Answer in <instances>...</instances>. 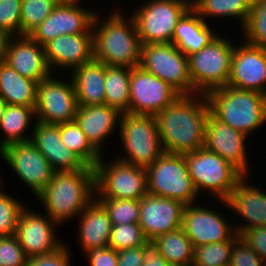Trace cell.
Listing matches in <instances>:
<instances>
[{
	"label": "cell",
	"instance_id": "obj_1",
	"mask_svg": "<svg viewBox=\"0 0 266 266\" xmlns=\"http://www.w3.org/2000/svg\"><path fill=\"white\" fill-rule=\"evenodd\" d=\"M210 112L206 94H195L180 96L156 114L164 152L186 154L203 148Z\"/></svg>",
	"mask_w": 266,
	"mask_h": 266
},
{
	"label": "cell",
	"instance_id": "obj_2",
	"mask_svg": "<svg viewBox=\"0 0 266 266\" xmlns=\"http://www.w3.org/2000/svg\"><path fill=\"white\" fill-rule=\"evenodd\" d=\"M115 8L105 19L97 11L95 13L92 24L94 59L107 66L138 67L142 43L135 21L131 15L126 19L123 11Z\"/></svg>",
	"mask_w": 266,
	"mask_h": 266
},
{
	"label": "cell",
	"instance_id": "obj_3",
	"mask_svg": "<svg viewBox=\"0 0 266 266\" xmlns=\"http://www.w3.org/2000/svg\"><path fill=\"white\" fill-rule=\"evenodd\" d=\"M41 206L59 225L78 217L95 198V171L85 166L76 171H54L46 188L36 196Z\"/></svg>",
	"mask_w": 266,
	"mask_h": 266
},
{
	"label": "cell",
	"instance_id": "obj_4",
	"mask_svg": "<svg viewBox=\"0 0 266 266\" xmlns=\"http://www.w3.org/2000/svg\"><path fill=\"white\" fill-rule=\"evenodd\" d=\"M206 96L217 119L247 136L266 124L265 94L226 85L209 91Z\"/></svg>",
	"mask_w": 266,
	"mask_h": 266
},
{
	"label": "cell",
	"instance_id": "obj_5",
	"mask_svg": "<svg viewBox=\"0 0 266 266\" xmlns=\"http://www.w3.org/2000/svg\"><path fill=\"white\" fill-rule=\"evenodd\" d=\"M119 127L127 157L116 159L146 169L164 153L155 115L122 113Z\"/></svg>",
	"mask_w": 266,
	"mask_h": 266
},
{
	"label": "cell",
	"instance_id": "obj_6",
	"mask_svg": "<svg viewBox=\"0 0 266 266\" xmlns=\"http://www.w3.org/2000/svg\"><path fill=\"white\" fill-rule=\"evenodd\" d=\"M235 45L217 35L208 45L188 57L193 95L207 94L229 82Z\"/></svg>",
	"mask_w": 266,
	"mask_h": 266
},
{
	"label": "cell",
	"instance_id": "obj_7",
	"mask_svg": "<svg viewBox=\"0 0 266 266\" xmlns=\"http://www.w3.org/2000/svg\"><path fill=\"white\" fill-rule=\"evenodd\" d=\"M147 192L182 202L184 205L197 203L199 195L184 154L164 152L146 168Z\"/></svg>",
	"mask_w": 266,
	"mask_h": 266
},
{
	"label": "cell",
	"instance_id": "obj_8",
	"mask_svg": "<svg viewBox=\"0 0 266 266\" xmlns=\"http://www.w3.org/2000/svg\"><path fill=\"white\" fill-rule=\"evenodd\" d=\"M192 7L191 0H147L131 13L144 44L171 43L176 25Z\"/></svg>",
	"mask_w": 266,
	"mask_h": 266
},
{
	"label": "cell",
	"instance_id": "obj_9",
	"mask_svg": "<svg viewBox=\"0 0 266 266\" xmlns=\"http://www.w3.org/2000/svg\"><path fill=\"white\" fill-rule=\"evenodd\" d=\"M184 156L198 194L204 190L217 200H226L243 176L231 163L204 147Z\"/></svg>",
	"mask_w": 266,
	"mask_h": 266
},
{
	"label": "cell",
	"instance_id": "obj_10",
	"mask_svg": "<svg viewBox=\"0 0 266 266\" xmlns=\"http://www.w3.org/2000/svg\"><path fill=\"white\" fill-rule=\"evenodd\" d=\"M103 157L94 167L95 198L140 200L148 193L145 168L116 158L108 163Z\"/></svg>",
	"mask_w": 266,
	"mask_h": 266
},
{
	"label": "cell",
	"instance_id": "obj_11",
	"mask_svg": "<svg viewBox=\"0 0 266 266\" xmlns=\"http://www.w3.org/2000/svg\"><path fill=\"white\" fill-rule=\"evenodd\" d=\"M139 66L168 83L181 96L193 95L188 57L174 44L142 45Z\"/></svg>",
	"mask_w": 266,
	"mask_h": 266
},
{
	"label": "cell",
	"instance_id": "obj_12",
	"mask_svg": "<svg viewBox=\"0 0 266 266\" xmlns=\"http://www.w3.org/2000/svg\"><path fill=\"white\" fill-rule=\"evenodd\" d=\"M50 75L37 85L36 121L62 124L73 121L79 105L71 80L63 81Z\"/></svg>",
	"mask_w": 266,
	"mask_h": 266
},
{
	"label": "cell",
	"instance_id": "obj_13",
	"mask_svg": "<svg viewBox=\"0 0 266 266\" xmlns=\"http://www.w3.org/2000/svg\"><path fill=\"white\" fill-rule=\"evenodd\" d=\"M79 4V0H60L29 36L44 46L63 34H93L92 24L96 12Z\"/></svg>",
	"mask_w": 266,
	"mask_h": 266
},
{
	"label": "cell",
	"instance_id": "obj_14",
	"mask_svg": "<svg viewBox=\"0 0 266 266\" xmlns=\"http://www.w3.org/2000/svg\"><path fill=\"white\" fill-rule=\"evenodd\" d=\"M129 111L131 114L156 115L181 95L168 83L140 66L131 68Z\"/></svg>",
	"mask_w": 266,
	"mask_h": 266
},
{
	"label": "cell",
	"instance_id": "obj_15",
	"mask_svg": "<svg viewBox=\"0 0 266 266\" xmlns=\"http://www.w3.org/2000/svg\"><path fill=\"white\" fill-rule=\"evenodd\" d=\"M197 204L185 205L182 228L193 247L223 241H235L237 234L234 224L216 210Z\"/></svg>",
	"mask_w": 266,
	"mask_h": 266
},
{
	"label": "cell",
	"instance_id": "obj_16",
	"mask_svg": "<svg viewBox=\"0 0 266 266\" xmlns=\"http://www.w3.org/2000/svg\"><path fill=\"white\" fill-rule=\"evenodd\" d=\"M0 157L13 169L14 173L31 192L39 195L51 181L54 170L49 161L30 141L11 144L0 151Z\"/></svg>",
	"mask_w": 266,
	"mask_h": 266
},
{
	"label": "cell",
	"instance_id": "obj_17",
	"mask_svg": "<svg viewBox=\"0 0 266 266\" xmlns=\"http://www.w3.org/2000/svg\"><path fill=\"white\" fill-rule=\"evenodd\" d=\"M56 225L59 224L47 214L37 213L25 205L18 220L16 236L28 258L52 253L64 244L57 238Z\"/></svg>",
	"mask_w": 266,
	"mask_h": 266
},
{
	"label": "cell",
	"instance_id": "obj_18",
	"mask_svg": "<svg viewBox=\"0 0 266 266\" xmlns=\"http://www.w3.org/2000/svg\"><path fill=\"white\" fill-rule=\"evenodd\" d=\"M246 138L247 135L223 123L210 112L206 122L204 148L218 154L243 175L250 174Z\"/></svg>",
	"mask_w": 266,
	"mask_h": 266
},
{
	"label": "cell",
	"instance_id": "obj_19",
	"mask_svg": "<svg viewBox=\"0 0 266 266\" xmlns=\"http://www.w3.org/2000/svg\"><path fill=\"white\" fill-rule=\"evenodd\" d=\"M228 86L266 95V49L244 40L235 43Z\"/></svg>",
	"mask_w": 266,
	"mask_h": 266
},
{
	"label": "cell",
	"instance_id": "obj_20",
	"mask_svg": "<svg viewBox=\"0 0 266 266\" xmlns=\"http://www.w3.org/2000/svg\"><path fill=\"white\" fill-rule=\"evenodd\" d=\"M182 202L146 194L140 199L139 225L148 241L182 227Z\"/></svg>",
	"mask_w": 266,
	"mask_h": 266
},
{
	"label": "cell",
	"instance_id": "obj_21",
	"mask_svg": "<svg viewBox=\"0 0 266 266\" xmlns=\"http://www.w3.org/2000/svg\"><path fill=\"white\" fill-rule=\"evenodd\" d=\"M44 49L52 73L67 69L70 74L94 59L93 34H63L46 43Z\"/></svg>",
	"mask_w": 266,
	"mask_h": 266
},
{
	"label": "cell",
	"instance_id": "obj_22",
	"mask_svg": "<svg viewBox=\"0 0 266 266\" xmlns=\"http://www.w3.org/2000/svg\"><path fill=\"white\" fill-rule=\"evenodd\" d=\"M248 175H243L226 200L219 202L235 211L244 222L234 224L237 234L242 230L266 226V192L255 187L252 182L248 184Z\"/></svg>",
	"mask_w": 266,
	"mask_h": 266
},
{
	"label": "cell",
	"instance_id": "obj_23",
	"mask_svg": "<svg viewBox=\"0 0 266 266\" xmlns=\"http://www.w3.org/2000/svg\"><path fill=\"white\" fill-rule=\"evenodd\" d=\"M4 63L20 75L38 83L52 74L44 46L35 42L29 35L10 38Z\"/></svg>",
	"mask_w": 266,
	"mask_h": 266
},
{
	"label": "cell",
	"instance_id": "obj_24",
	"mask_svg": "<svg viewBox=\"0 0 266 266\" xmlns=\"http://www.w3.org/2000/svg\"><path fill=\"white\" fill-rule=\"evenodd\" d=\"M31 142L49 161L54 171H76L86 164L61 142L60 124H46L37 121L33 125Z\"/></svg>",
	"mask_w": 266,
	"mask_h": 266
},
{
	"label": "cell",
	"instance_id": "obj_25",
	"mask_svg": "<svg viewBox=\"0 0 266 266\" xmlns=\"http://www.w3.org/2000/svg\"><path fill=\"white\" fill-rule=\"evenodd\" d=\"M121 113L113 107L104 105L79 106L75 121L87 140L100 153L104 141L119 127Z\"/></svg>",
	"mask_w": 266,
	"mask_h": 266
},
{
	"label": "cell",
	"instance_id": "obj_26",
	"mask_svg": "<svg viewBox=\"0 0 266 266\" xmlns=\"http://www.w3.org/2000/svg\"><path fill=\"white\" fill-rule=\"evenodd\" d=\"M78 240L83 253L92 248L108 247L112 222L103 205L94 198L79 214Z\"/></svg>",
	"mask_w": 266,
	"mask_h": 266
},
{
	"label": "cell",
	"instance_id": "obj_27",
	"mask_svg": "<svg viewBox=\"0 0 266 266\" xmlns=\"http://www.w3.org/2000/svg\"><path fill=\"white\" fill-rule=\"evenodd\" d=\"M79 106L105 104V64L93 59L71 71Z\"/></svg>",
	"mask_w": 266,
	"mask_h": 266
},
{
	"label": "cell",
	"instance_id": "obj_28",
	"mask_svg": "<svg viewBox=\"0 0 266 266\" xmlns=\"http://www.w3.org/2000/svg\"><path fill=\"white\" fill-rule=\"evenodd\" d=\"M217 35L209 23L191 7L177 23L171 43L189 56L203 49Z\"/></svg>",
	"mask_w": 266,
	"mask_h": 266
},
{
	"label": "cell",
	"instance_id": "obj_29",
	"mask_svg": "<svg viewBox=\"0 0 266 266\" xmlns=\"http://www.w3.org/2000/svg\"><path fill=\"white\" fill-rule=\"evenodd\" d=\"M38 82L20 75L6 63L0 62V97L7 105L35 108Z\"/></svg>",
	"mask_w": 266,
	"mask_h": 266
},
{
	"label": "cell",
	"instance_id": "obj_30",
	"mask_svg": "<svg viewBox=\"0 0 266 266\" xmlns=\"http://www.w3.org/2000/svg\"><path fill=\"white\" fill-rule=\"evenodd\" d=\"M36 122L35 108L7 105L0 122V130L4 134V138L2 136L0 140V151L11 144L30 141L32 137L31 130L34 129V127L31 128V125ZM29 129L30 135L27 136L26 131Z\"/></svg>",
	"mask_w": 266,
	"mask_h": 266
},
{
	"label": "cell",
	"instance_id": "obj_31",
	"mask_svg": "<svg viewBox=\"0 0 266 266\" xmlns=\"http://www.w3.org/2000/svg\"><path fill=\"white\" fill-rule=\"evenodd\" d=\"M153 242L171 266L192 265L194 247L182 227L159 235Z\"/></svg>",
	"mask_w": 266,
	"mask_h": 266
},
{
	"label": "cell",
	"instance_id": "obj_32",
	"mask_svg": "<svg viewBox=\"0 0 266 266\" xmlns=\"http://www.w3.org/2000/svg\"><path fill=\"white\" fill-rule=\"evenodd\" d=\"M192 8L206 21V18H237L241 28L247 23L254 0H191Z\"/></svg>",
	"mask_w": 266,
	"mask_h": 266
},
{
	"label": "cell",
	"instance_id": "obj_33",
	"mask_svg": "<svg viewBox=\"0 0 266 266\" xmlns=\"http://www.w3.org/2000/svg\"><path fill=\"white\" fill-rule=\"evenodd\" d=\"M131 68L105 65V104L121 114L129 111Z\"/></svg>",
	"mask_w": 266,
	"mask_h": 266
},
{
	"label": "cell",
	"instance_id": "obj_34",
	"mask_svg": "<svg viewBox=\"0 0 266 266\" xmlns=\"http://www.w3.org/2000/svg\"><path fill=\"white\" fill-rule=\"evenodd\" d=\"M61 142L74 152L87 166L95 167L102 157L87 140L75 120L60 124Z\"/></svg>",
	"mask_w": 266,
	"mask_h": 266
},
{
	"label": "cell",
	"instance_id": "obj_35",
	"mask_svg": "<svg viewBox=\"0 0 266 266\" xmlns=\"http://www.w3.org/2000/svg\"><path fill=\"white\" fill-rule=\"evenodd\" d=\"M59 2L60 0H22L20 36L29 35Z\"/></svg>",
	"mask_w": 266,
	"mask_h": 266
},
{
	"label": "cell",
	"instance_id": "obj_36",
	"mask_svg": "<svg viewBox=\"0 0 266 266\" xmlns=\"http://www.w3.org/2000/svg\"><path fill=\"white\" fill-rule=\"evenodd\" d=\"M242 40L266 49V0H254L250 17L242 28Z\"/></svg>",
	"mask_w": 266,
	"mask_h": 266
},
{
	"label": "cell",
	"instance_id": "obj_37",
	"mask_svg": "<svg viewBox=\"0 0 266 266\" xmlns=\"http://www.w3.org/2000/svg\"><path fill=\"white\" fill-rule=\"evenodd\" d=\"M105 208L113 226L139 223L140 200L96 198Z\"/></svg>",
	"mask_w": 266,
	"mask_h": 266
},
{
	"label": "cell",
	"instance_id": "obj_38",
	"mask_svg": "<svg viewBox=\"0 0 266 266\" xmlns=\"http://www.w3.org/2000/svg\"><path fill=\"white\" fill-rule=\"evenodd\" d=\"M235 241H223L194 247L193 266H229Z\"/></svg>",
	"mask_w": 266,
	"mask_h": 266
},
{
	"label": "cell",
	"instance_id": "obj_39",
	"mask_svg": "<svg viewBox=\"0 0 266 266\" xmlns=\"http://www.w3.org/2000/svg\"><path fill=\"white\" fill-rule=\"evenodd\" d=\"M2 182L0 175V184ZM15 198L0 189V236L16 235L18 220L25 204Z\"/></svg>",
	"mask_w": 266,
	"mask_h": 266
},
{
	"label": "cell",
	"instance_id": "obj_40",
	"mask_svg": "<svg viewBox=\"0 0 266 266\" xmlns=\"http://www.w3.org/2000/svg\"><path fill=\"white\" fill-rule=\"evenodd\" d=\"M146 239L138 223L113 226L108 247L116 251L143 246Z\"/></svg>",
	"mask_w": 266,
	"mask_h": 266
},
{
	"label": "cell",
	"instance_id": "obj_41",
	"mask_svg": "<svg viewBox=\"0 0 266 266\" xmlns=\"http://www.w3.org/2000/svg\"><path fill=\"white\" fill-rule=\"evenodd\" d=\"M22 0H0V29L11 37L20 36Z\"/></svg>",
	"mask_w": 266,
	"mask_h": 266
},
{
	"label": "cell",
	"instance_id": "obj_42",
	"mask_svg": "<svg viewBox=\"0 0 266 266\" xmlns=\"http://www.w3.org/2000/svg\"><path fill=\"white\" fill-rule=\"evenodd\" d=\"M27 260L16 235L0 236V266H27Z\"/></svg>",
	"mask_w": 266,
	"mask_h": 266
},
{
	"label": "cell",
	"instance_id": "obj_43",
	"mask_svg": "<svg viewBox=\"0 0 266 266\" xmlns=\"http://www.w3.org/2000/svg\"><path fill=\"white\" fill-rule=\"evenodd\" d=\"M229 266H266L263 259L240 237L233 243Z\"/></svg>",
	"mask_w": 266,
	"mask_h": 266
},
{
	"label": "cell",
	"instance_id": "obj_44",
	"mask_svg": "<svg viewBox=\"0 0 266 266\" xmlns=\"http://www.w3.org/2000/svg\"><path fill=\"white\" fill-rule=\"evenodd\" d=\"M66 245L64 243L60 248L49 254L29 257L27 266H71L70 257L72 256H70V251H68Z\"/></svg>",
	"mask_w": 266,
	"mask_h": 266
},
{
	"label": "cell",
	"instance_id": "obj_45",
	"mask_svg": "<svg viewBox=\"0 0 266 266\" xmlns=\"http://www.w3.org/2000/svg\"><path fill=\"white\" fill-rule=\"evenodd\" d=\"M238 235L266 263V226L242 230Z\"/></svg>",
	"mask_w": 266,
	"mask_h": 266
},
{
	"label": "cell",
	"instance_id": "obj_46",
	"mask_svg": "<svg viewBox=\"0 0 266 266\" xmlns=\"http://www.w3.org/2000/svg\"><path fill=\"white\" fill-rule=\"evenodd\" d=\"M90 266H117L118 252L111 247L92 248L85 252Z\"/></svg>",
	"mask_w": 266,
	"mask_h": 266
},
{
	"label": "cell",
	"instance_id": "obj_47",
	"mask_svg": "<svg viewBox=\"0 0 266 266\" xmlns=\"http://www.w3.org/2000/svg\"><path fill=\"white\" fill-rule=\"evenodd\" d=\"M118 252L117 266H143V246L120 250Z\"/></svg>",
	"mask_w": 266,
	"mask_h": 266
},
{
	"label": "cell",
	"instance_id": "obj_48",
	"mask_svg": "<svg viewBox=\"0 0 266 266\" xmlns=\"http://www.w3.org/2000/svg\"><path fill=\"white\" fill-rule=\"evenodd\" d=\"M144 262L143 266H171L160 254L158 247L153 241H147L143 245Z\"/></svg>",
	"mask_w": 266,
	"mask_h": 266
},
{
	"label": "cell",
	"instance_id": "obj_49",
	"mask_svg": "<svg viewBox=\"0 0 266 266\" xmlns=\"http://www.w3.org/2000/svg\"><path fill=\"white\" fill-rule=\"evenodd\" d=\"M11 36L4 30L0 29V62H4L7 46Z\"/></svg>",
	"mask_w": 266,
	"mask_h": 266
},
{
	"label": "cell",
	"instance_id": "obj_50",
	"mask_svg": "<svg viewBox=\"0 0 266 266\" xmlns=\"http://www.w3.org/2000/svg\"><path fill=\"white\" fill-rule=\"evenodd\" d=\"M6 102L0 97V122L6 109Z\"/></svg>",
	"mask_w": 266,
	"mask_h": 266
}]
</instances>
